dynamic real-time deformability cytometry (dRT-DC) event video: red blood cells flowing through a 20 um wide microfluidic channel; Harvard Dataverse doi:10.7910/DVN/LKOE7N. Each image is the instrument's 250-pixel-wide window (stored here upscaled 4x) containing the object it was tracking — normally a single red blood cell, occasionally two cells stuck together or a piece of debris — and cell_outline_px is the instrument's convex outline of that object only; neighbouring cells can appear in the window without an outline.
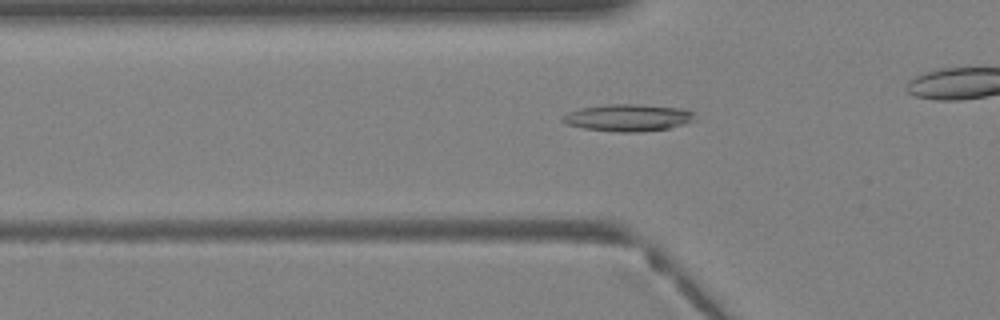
{"species": "Egyptian fruit bat (a non-hibernating species)", "species_latin": "Rousettus aegyptiacus", "temperature_condition": "warm", "stored_images_in_passage": 28, "camera_frame_rate_fps": 3000, "um_per_image_px": 0.085, "animal": {"sex": "female"}, "frame": {"image": 1, "passage_image": 9, "time_ms": 2.667, "image_size_px": [1000, 320], "cell_outline_px": [[696, 120], [684, 124], [668, 128], [640, 132], [616, 132], [584, 128], [568, 124], [560, 120], [560, 116], [568, 112], [580, 108], [608, 104], [640, 104], [680, 108], [696, 112]], "centroid_in_image_um": [53.4, 10.0], "position_along_channel_um": 72.4, "area_um2": 21.04}}
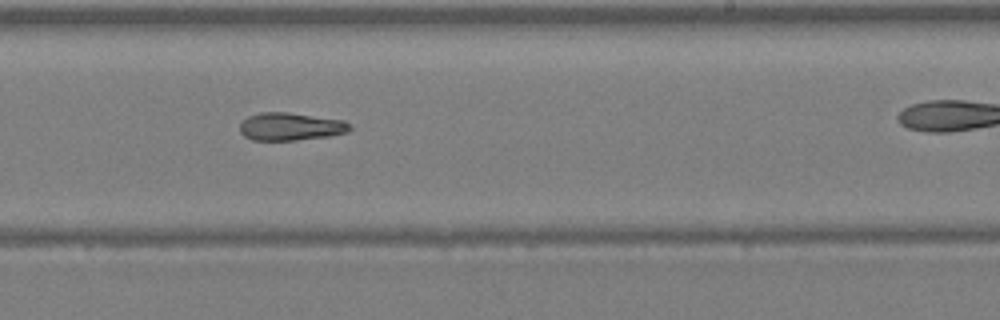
{"frame": {"image": 2, "passage_image": 20, "time_ms": 6.333, "image_size_px": [1000, 320], "cell_outline_px": [[352, 128], [348, 132], [328, 136], [296, 140], [252, 140], [244, 136], [240, 132], [240, 124], [248, 116], [260, 112], [288, 112], [344, 120], [352, 124]], "centroid_in_image_um": [24.72, 10.75], "position_along_channel_um": 264.3, "area_um2": 17.92}}
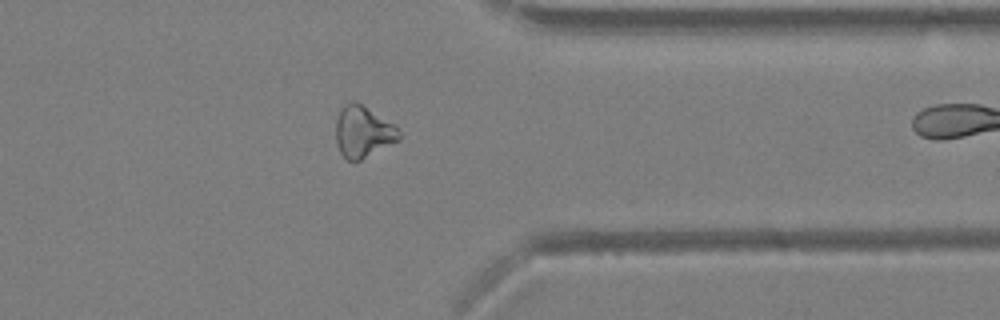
{"frame": {"image": 3, "passage_image": 27, "time_ms": 8.667, "image_size_px": [1000, 320], "cell_outline_px": [[400, 136], [396, 140], [360, 160], [348, 160], [340, 152], [336, 144], [336, 120], [340, 108], [344, 104], [352, 100], [356, 100], [396, 124], [400, 132]], "centroid_in_image_um": [30.83, 11.14], "position_along_channel_um": 380.6, "area_um2": 18.96}}